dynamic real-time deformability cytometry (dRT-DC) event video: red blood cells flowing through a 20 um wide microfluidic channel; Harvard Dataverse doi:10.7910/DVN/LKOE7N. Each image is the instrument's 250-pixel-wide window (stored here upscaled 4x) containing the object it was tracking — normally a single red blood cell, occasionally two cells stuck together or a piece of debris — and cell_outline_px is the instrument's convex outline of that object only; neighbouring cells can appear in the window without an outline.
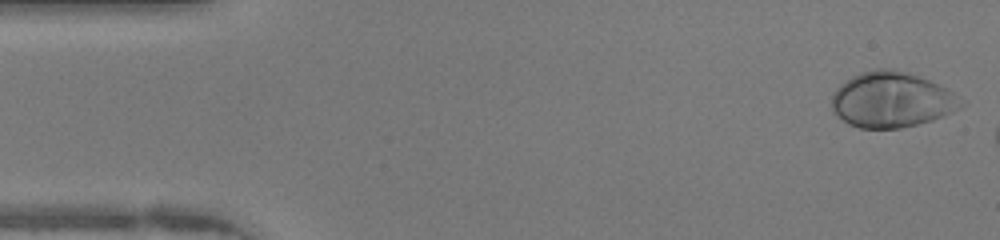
{"species": "human", "species_latin": "Homo sapiens", "temperature_condition": "warm", "stored_images_in_passage": 7, "camera_frame_rate_fps": 3000, "um_per_image_px": 0.085, "donor": {"sex": "female"}, "frame": {"image": 1, "passage_image": 1, "time_ms": 0.0, "image_size_px": [1000, 240], "cell_outline_px": [[964, 104], [960, 108], [952, 112], [932, 120], [900, 128], [860, 128], [848, 124], [836, 116], [832, 112], [832, 96], [836, 88], [840, 84], [852, 76], [860, 72], [876, 68], [892, 68], [908, 72], [948, 88], [960, 96]], "centroid_in_image_um": [75.78, 8.47], "position_along_channel_um": 9.2, "area_um2": 42.08}}